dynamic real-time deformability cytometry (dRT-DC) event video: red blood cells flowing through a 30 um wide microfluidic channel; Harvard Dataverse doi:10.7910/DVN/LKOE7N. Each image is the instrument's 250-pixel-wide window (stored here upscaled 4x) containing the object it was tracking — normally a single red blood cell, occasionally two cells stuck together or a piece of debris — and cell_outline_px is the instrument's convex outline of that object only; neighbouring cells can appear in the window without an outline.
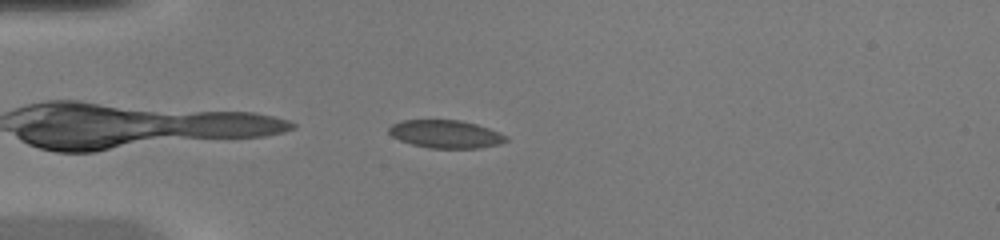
{"species": "common noctule bat (a hibernating species)", "species_latin": "Nyctalus noctula", "temperature_condition": "warm", "stored_images_in_passage": 36, "camera_frame_rate_fps": 3000, "um_per_image_px": 0.085, "animal": {"sex": "female", "body_mass_g": 20.0, "forearm_length_mm": 54.0}, "frame": {"image": 1, "passage_image": 1, "time_ms": 0.0, "image_size_px": [1000, 240], "cell_outline_px": [[508, 140], [500, 144], [480, 148], [428, 148], [412, 144], [400, 140], [392, 136], [388, 132], [388, 128], [392, 124], [400, 120], [460, 120], [476, 124], [488, 128], [508, 136]], "centroid_in_image_um": [37.88, 11.4], "position_along_channel_um": 47.1, "area_um2": 19.13}}
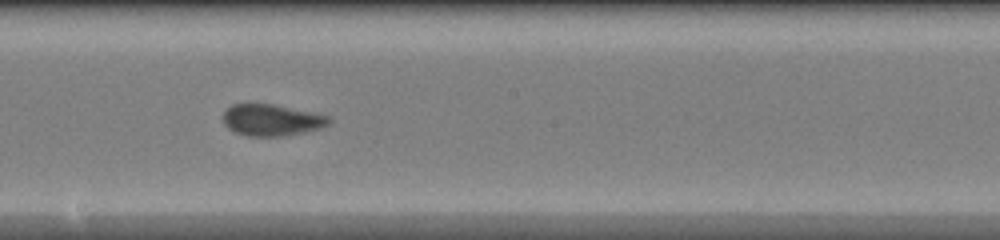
{"frame": {"image": 2, "passage_image": 15, "time_ms": 4.667, "image_size_px": [1000, 240], "cell_outline_px": [[332, 120], [328, 124], [320, 128], [280, 136], [248, 136], [236, 132], [228, 128], [224, 124], [224, 112], [232, 104], [272, 104], [328, 116]], "centroid_in_image_um": [23.05, 10.2], "position_along_channel_um": 225.1, "area_um2": 18.96}}
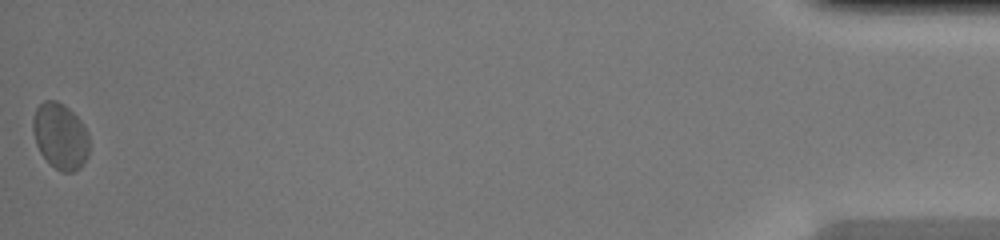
{"frame": {"image": 3, "passage_image": 36, "time_ms": 11.667, "image_size_px": [1000, 240], "cell_outline_px": [[88, 156], [84, 164], [80, 168], [72, 172], [60, 172], [40, 152], [36, 144], [32, 132], [32, 116], [36, 108], [44, 100], [56, 100], [64, 104], [84, 124], [88, 132]], "centroid_in_image_um": [5.12, 11.55], "position_along_channel_um": 430.1, "area_um2": 21.85}, "authors_computed_cell_mechanics": {"area_um2": 19.5075, "velocity_mm_per_s": 4.2647, "shape_relaxation_time_tau1_ms": 6.7568, "shape_relaxation_time_tau2_ms": 1.0527, "deformation_change_tau1": 0.1451, "deformation_change_tau2": 0.0387}}